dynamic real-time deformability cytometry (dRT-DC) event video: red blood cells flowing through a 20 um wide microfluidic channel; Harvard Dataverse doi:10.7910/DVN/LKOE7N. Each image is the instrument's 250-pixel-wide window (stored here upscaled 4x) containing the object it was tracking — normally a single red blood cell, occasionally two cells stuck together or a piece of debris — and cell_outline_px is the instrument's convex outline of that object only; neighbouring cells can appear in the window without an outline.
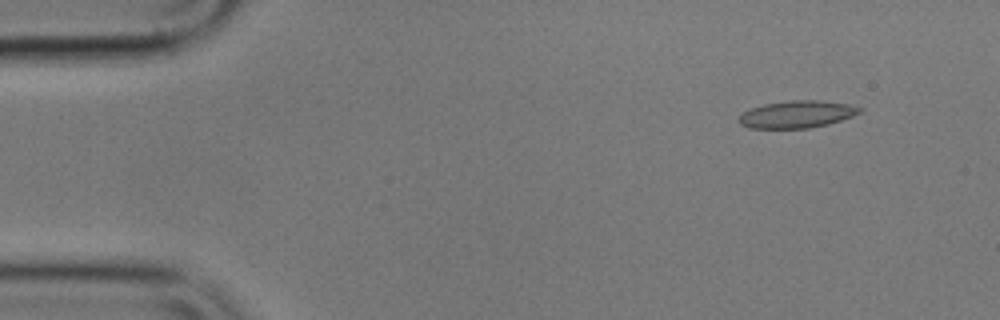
{"species": "common noctule bat (a hibernating species)", "species_latin": "Nyctalus noctula", "temperature_condition": "cold", "stored_images_in_passage": 55, "camera_frame_rate_fps": 3000, "um_per_image_px": 0.085, "animal": {"sex": "male", "body_mass_g": 17.9}, "frame": {"image": 1, "passage_image": 5, "time_ms": 1.333, "image_size_px": [1000, 320], "cell_outline_px": [[864, 112], [828, 124], [812, 128], [748, 128], [740, 124], [736, 120], [744, 112], [752, 108], [764, 104], [792, 100], [816, 100], [848, 104], [864, 108]], "centroid_in_image_um": [67.76, 9.72], "position_along_channel_um": 17.2, "area_um2": 19.19}}
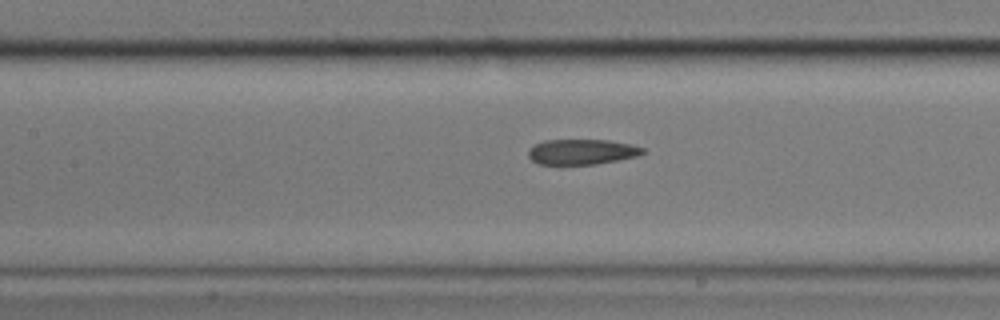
{"frame": {"image": 2, "passage_image": 24, "time_ms": 7.667, "image_size_px": [1000, 320], "cell_outline_px": [[644, 152], [636, 156], [596, 164], [536, 164], [528, 156], [528, 152], [536, 144], [544, 140], [608, 140], [632, 144], [644, 148]], "centroid_in_image_um": [49.45, 12.9], "position_along_channel_um": 158.0, "area_um2": 16.7}}
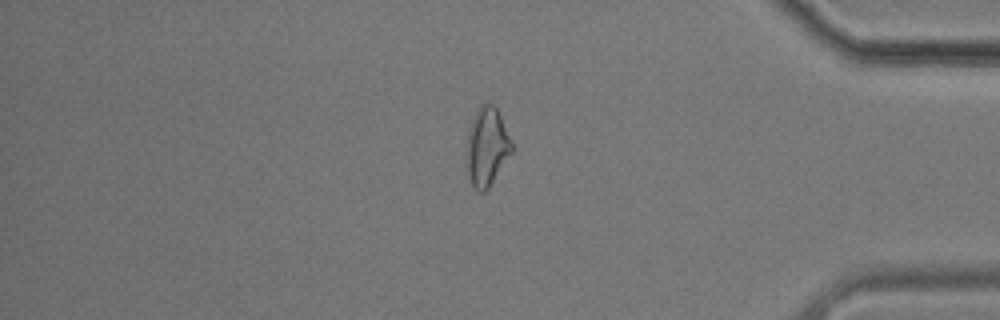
{"frame": {"image": 3, "passage_image": 46, "time_ms": 15.0, "image_size_px": [1000, 320], "cell_outline_px": [[512, 152], [488, 188], [484, 192], [480, 192], [472, 184], [464, 164], [468, 128], [480, 104], [492, 104], [496, 108], [500, 116], [512, 144]], "centroid_in_image_um": [41.33, 12.49], "position_along_channel_um": 393.9, "area_um2": 20.58}, "authors_computed_cell_mechanics": {"area_um2": 18.9584, "velocity_mm_per_s": 3.6092, "shape_relaxation_time_tau1_ms": null, "shape_relaxation_time_tau2_ms": 4.2461, "deformation_change_tau1": null, "deformation_change_tau2": 0.1245}}